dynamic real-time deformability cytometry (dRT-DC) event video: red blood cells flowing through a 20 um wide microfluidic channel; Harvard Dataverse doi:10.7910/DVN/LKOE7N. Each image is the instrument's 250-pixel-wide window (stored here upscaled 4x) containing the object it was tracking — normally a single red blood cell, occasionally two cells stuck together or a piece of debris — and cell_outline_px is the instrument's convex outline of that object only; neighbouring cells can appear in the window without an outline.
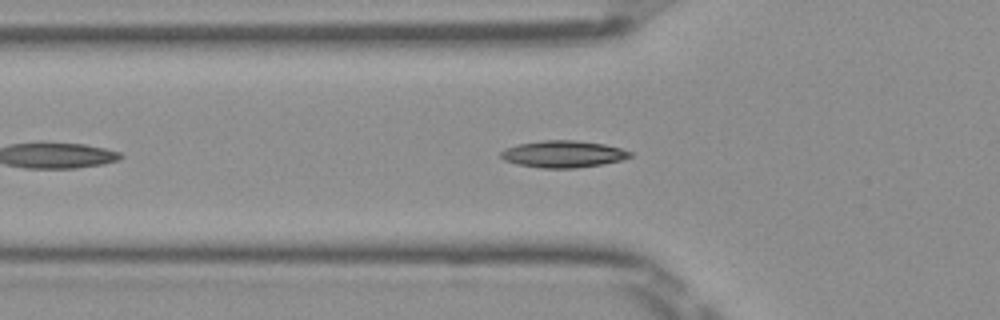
{"species": "Egyptian fruit bat (a non-hibernating species)", "species_latin": "Rousettus aegyptiacus", "temperature_condition": "room temperature", "stored_images_in_passage": 14, "camera_frame_rate_fps": 3000, "um_per_image_px": 0.085, "frame": {"image": 1, "passage_image": 7, "time_ms": 2.0, "image_size_px": [1000, 320], "cell_outline_px": [[632, 156], [624, 160], [576, 168], [540, 168], [516, 164], [504, 160], [500, 156], [500, 152], [504, 148], [520, 144], [544, 140], [576, 140], [604, 144], [620, 148], [632, 152]], "centroid_in_image_um": [47.87, 13.1], "position_along_channel_um": 77.9, "area_um2": 20.29}}
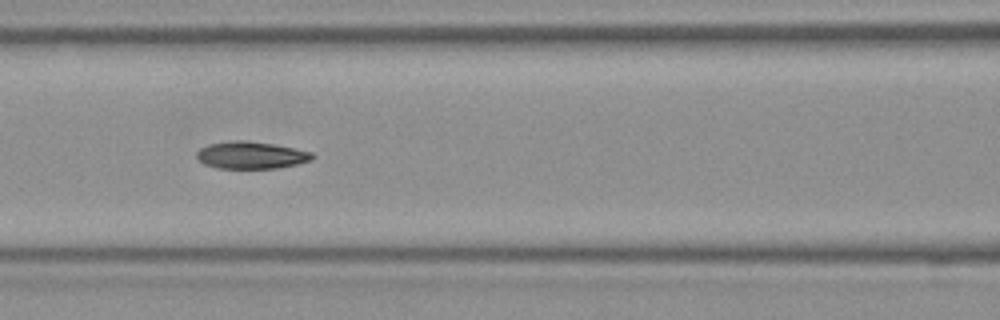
{"frame": {"image": 2, "passage_image": 12, "time_ms": 3.667, "image_size_px": [1000, 320], "cell_outline_px": [[316, 156], [312, 160], [300, 164], [276, 168], [216, 168], [204, 164], [196, 156], [196, 152], [200, 148], [208, 144], [236, 140], [244, 140], [272, 144], [312, 152]], "centroid_in_image_um": [21.35, 13.19], "position_along_channel_um": 145.2, "area_um2": 18.32}}